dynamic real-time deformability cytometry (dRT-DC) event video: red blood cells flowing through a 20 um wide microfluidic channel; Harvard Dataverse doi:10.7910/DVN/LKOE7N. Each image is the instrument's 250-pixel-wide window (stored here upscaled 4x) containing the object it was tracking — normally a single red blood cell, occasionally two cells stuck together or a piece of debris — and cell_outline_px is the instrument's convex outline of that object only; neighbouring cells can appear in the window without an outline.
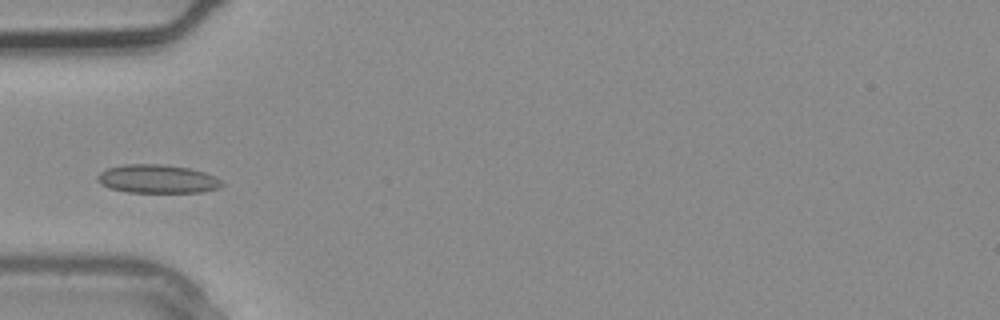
{"species": "common noctule bat (a hibernating species)", "species_latin": "Nyctalus noctula", "temperature_condition": "warm", "stored_images_in_passage": 3, "camera_frame_rate_fps": 3000, "um_per_image_px": 0.085, "animal": {"sex": "male", "body_mass_g": 20.4}, "frame": {"image": 1, "passage_image": 3, "time_ms": 0.667, "image_size_px": [1000, 320], "cell_outline_px": [[224, 184], [220, 188], [200, 192], [128, 192], [112, 188], [100, 184], [96, 180], [96, 176], [100, 172], [108, 168], [124, 164], [164, 164], [188, 168], [204, 172], [216, 176]], "centroid_in_image_um": [13.38, 15.2], "position_along_channel_um": 71.6, "area_um2": 20.69}}